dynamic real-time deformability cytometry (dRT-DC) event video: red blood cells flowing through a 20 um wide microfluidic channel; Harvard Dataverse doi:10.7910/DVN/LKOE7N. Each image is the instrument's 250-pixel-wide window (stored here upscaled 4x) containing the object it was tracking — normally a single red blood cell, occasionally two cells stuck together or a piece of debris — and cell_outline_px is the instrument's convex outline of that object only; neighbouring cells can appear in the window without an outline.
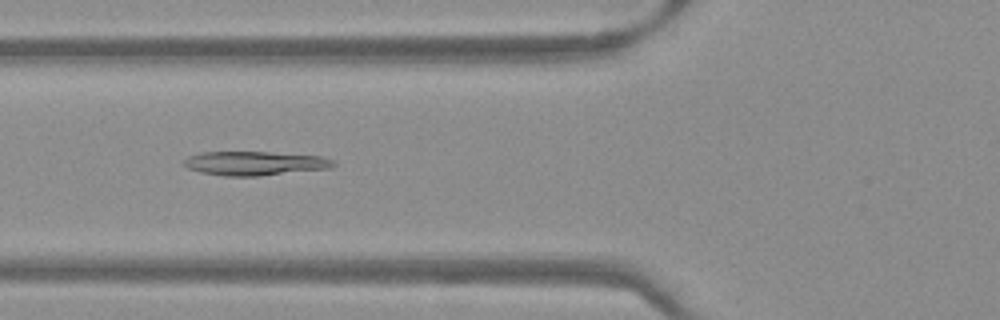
{"species": "Egyptian fruit bat (a non-hibernating species)", "species_latin": "Rousettus aegyptiacus", "temperature_condition": "warm", "stored_images_in_passage": 51, "camera_frame_rate_fps": 3000, "um_per_image_px": 0.085, "frame": {"image": 1, "passage_image": 20, "time_ms": 6.333, "image_size_px": [1000, 320], "cell_outline_px": [[336, 164], [328, 168], [260, 176], [224, 176], [200, 172], [188, 168], [180, 164], [180, 160], [188, 156], [200, 152], [268, 152], [324, 156], [336, 160]], "centroid_in_image_um": [21.61, 13.87], "position_along_channel_um": 104.2, "area_um2": 21.21}}
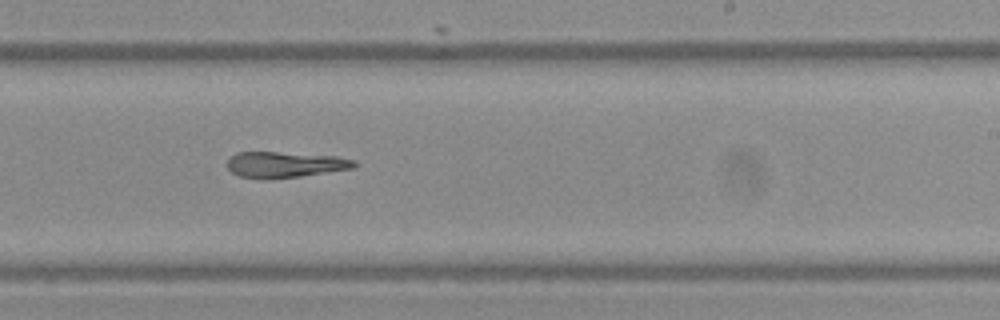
{"frame": {"image": 2, "passage_image": 32, "time_ms": 10.333, "image_size_px": [1000, 320], "cell_outline_px": [[356, 164], [352, 168], [300, 176], [264, 180], [240, 176], [232, 172], [228, 168], [228, 156], [236, 152], [276, 152], [336, 156], [356, 160]], "centroid_in_image_um": [24.17, 13.99], "position_along_channel_um": 264.8, "area_um2": 19.13}}
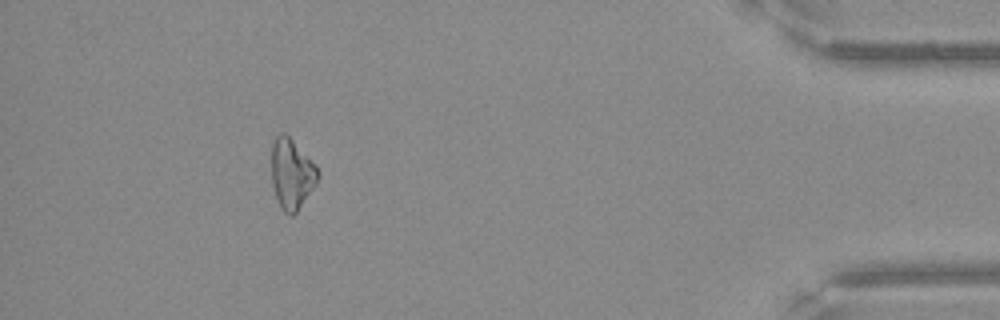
{"frame": {"image": 3, "passage_image": 47, "time_ms": 15.333, "image_size_px": [1000, 320], "cell_outline_px": [[320, 176], [316, 184], [296, 212], [292, 216], [288, 216], [280, 208], [276, 200], [272, 184], [272, 144], [276, 136], [280, 132], [284, 132], [316, 164], [320, 172]], "centroid_in_image_um": [24.8, 14.8], "position_along_channel_um": 410.4, "area_um2": 19.13}}